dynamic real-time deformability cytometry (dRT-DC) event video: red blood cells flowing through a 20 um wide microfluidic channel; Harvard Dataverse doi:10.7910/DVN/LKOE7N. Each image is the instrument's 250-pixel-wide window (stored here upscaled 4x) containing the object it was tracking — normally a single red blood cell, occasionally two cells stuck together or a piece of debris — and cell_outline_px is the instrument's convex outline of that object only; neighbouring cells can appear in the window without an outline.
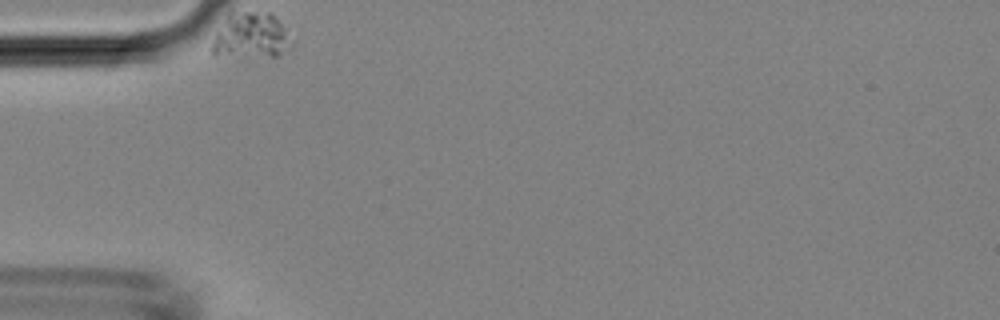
{"species": "Egyptian fruit bat (a non-hibernating species)", "species_latin": "Rousettus aegyptiacus", "temperature_condition": "room temperature", "stored_images_in_passage": 15, "camera_frame_rate_fps": 3000, "um_per_image_px": 0.085, "animal": {"sex": "female"}, "frame": {"image": 1, "passage_image": 1, "time_ms": 0.0, "image_size_px": [1000, 320], "cell_outline_px": [[292, 44], [276, 56], [212, 56], [212, 44], [216, 32], [228, 12], [272, 12], [280, 24]], "centroid_in_image_um": [21.24, 3.03], "position_along_channel_um": 63.8, "area_um2": 20.87}}
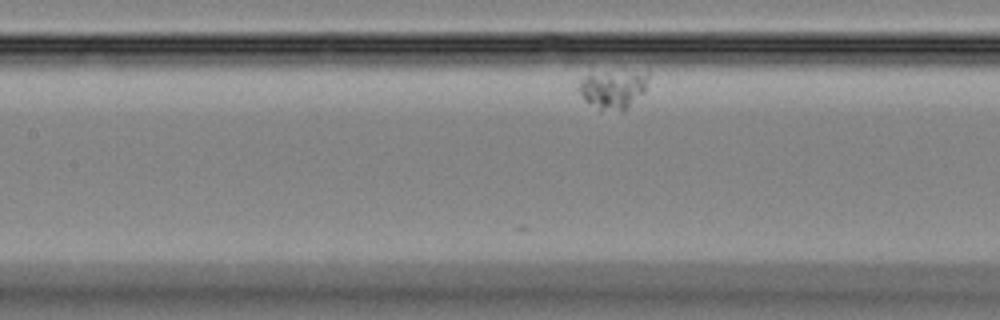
{"frame": {"image": 2, "passage_image": 11, "time_ms": 3.333, "image_size_px": [1000, 320], "cell_outline_px": [[648, 80], [644, 92], [620, 112], [600, 112], [584, 100], [576, 88], [580, 80], [584, 76], [608, 72], [648, 68]], "centroid_in_image_um": [52.12, 7.57], "position_along_channel_um": 155.3, "area_um2": 16.3}}
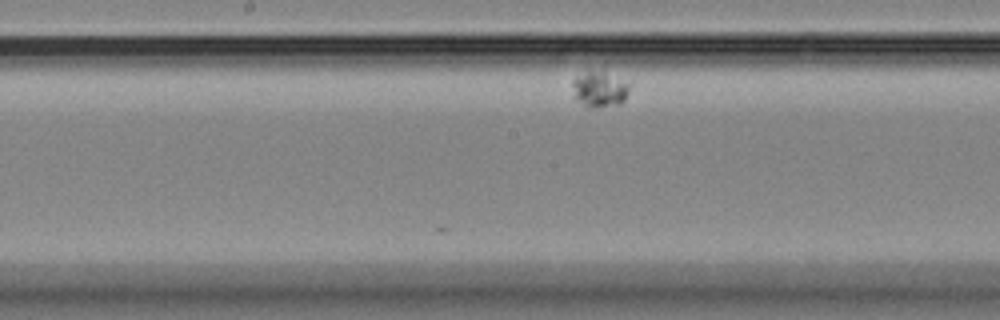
{"frame": {"image": 3, "passage_image": 15, "time_ms": 4.667, "image_size_px": [1000, 320], "cell_outline_px": [[632, 84], [624, 100], [620, 104], [596, 108], [584, 108], [572, 100], [572, 80], [576, 76], [588, 68], [632, 80]], "centroid_in_image_um": [50.93, 7.58], "position_along_channel_um": 197.3, "area_um2": 13.01}}